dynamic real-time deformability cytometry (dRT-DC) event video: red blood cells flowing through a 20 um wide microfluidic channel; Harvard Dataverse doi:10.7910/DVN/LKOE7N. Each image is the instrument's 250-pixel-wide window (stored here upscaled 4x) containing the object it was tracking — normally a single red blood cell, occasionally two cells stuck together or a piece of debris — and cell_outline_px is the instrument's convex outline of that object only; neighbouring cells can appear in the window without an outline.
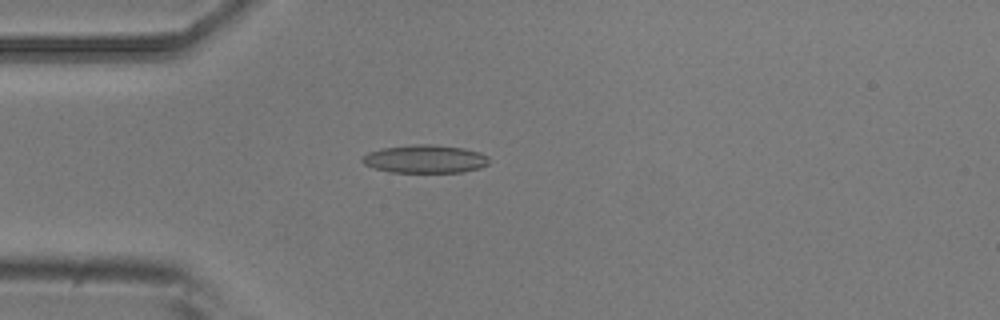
{"species": "common noctule bat (a hibernating species)", "species_latin": "Nyctalus noctula", "temperature_condition": "room temperature", "stored_images_in_passage": 46, "camera_frame_rate_fps": 3000, "um_per_image_px": 0.085, "animal": {"sex": "male", "body_mass_g": 20.5, "forearm_length_mm": 52.5}, "frame": {"image": 1, "passage_image": 14, "time_ms": 4.333, "image_size_px": [1000, 320], "cell_outline_px": [[488, 164], [480, 168], [460, 172], [388, 172], [364, 164], [360, 160], [368, 152], [384, 148], [416, 144], [428, 144], [464, 148], [480, 152], [488, 156]], "centroid_in_image_um": [36.14, 13.51], "position_along_channel_um": 48.9, "area_um2": 20.63}}
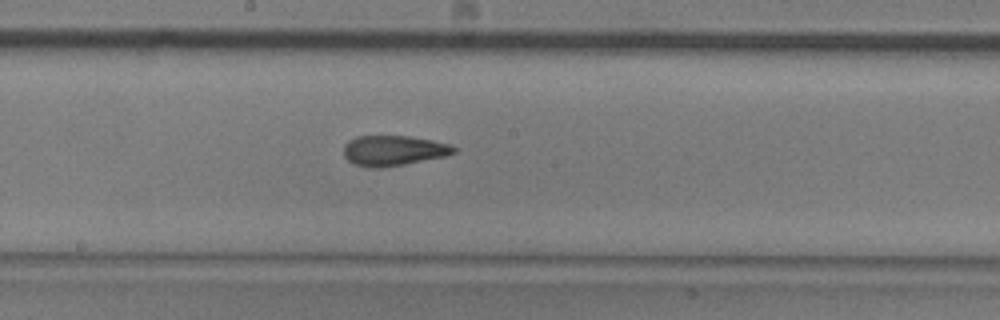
{"frame": {"image": 2, "passage_image": 28, "time_ms": 9.0, "image_size_px": [1000, 320], "cell_outline_px": [[456, 152], [444, 156], [404, 164], [380, 168], [368, 168], [352, 164], [344, 156], [344, 144], [348, 140], [356, 136], [408, 136], [432, 140], [448, 144], [456, 148]], "centroid_in_image_um": [33.39, 12.8], "position_along_channel_um": 214.8, "area_um2": 19.42}}
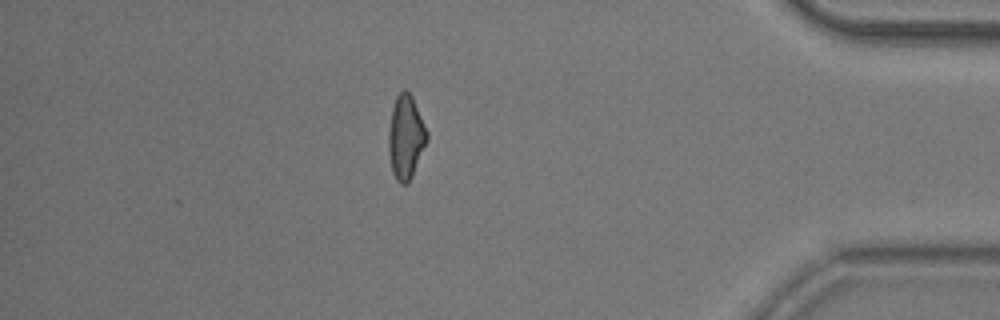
{"frame": {"image": 3, "passage_image": 46, "time_ms": 15.0, "image_size_px": [1000, 320], "cell_outline_px": [[428, 140], [412, 176], [408, 184], [400, 184], [396, 180], [392, 172], [388, 148], [388, 132], [392, 108], [396, 96], [404, 88], [412, 96], [428, 132]], "centroid_in_image_um": [34.49, 11.67], "position_along_channel_um": 400.7, "area_um2": 18.84}, "authors_computed_cell_mechanics": {"area_um2": 19.5653, "velocity_mm_per_s": 3.7645, "shape_relaxation_time_tau1_ms": 6.0826, "shape_relaxation_time_tau2_ms": 2.2969, "deformation_change_tau1": 0.1533, "deformation_change_tau2": 0.1073}}